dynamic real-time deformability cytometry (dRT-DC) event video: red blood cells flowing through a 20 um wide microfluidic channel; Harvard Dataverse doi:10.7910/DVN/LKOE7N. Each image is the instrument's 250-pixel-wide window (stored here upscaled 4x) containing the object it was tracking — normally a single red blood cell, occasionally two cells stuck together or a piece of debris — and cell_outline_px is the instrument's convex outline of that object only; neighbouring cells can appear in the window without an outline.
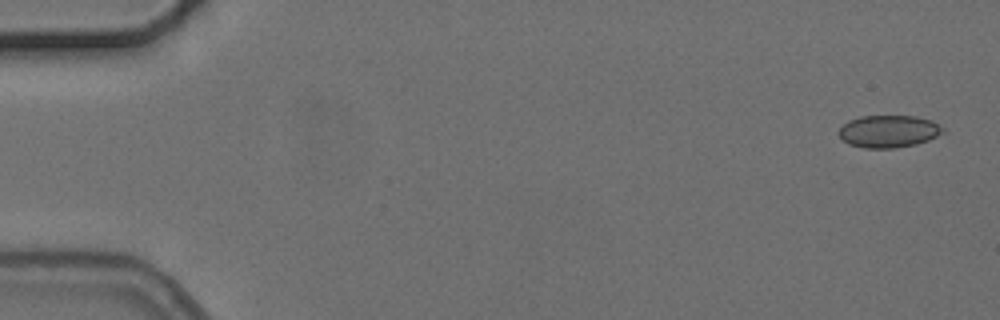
{"species": "common noctule bat (a hibernating species)", "species_latin": "Nyctalus noctula", "temperature_condition": "cold", "stored_images_in_passage": 4, "camera_frame_rate_fps": 3000, "um_per_image_px": 0.085, "animal": {"sex": "female", "body_mass_g": 24.6, "forearm_length_mm": 56.2}, "frame": {"image": 1, "passage_image": 1, "time_ms": 0.0, "image_size_px": [1000, 320], "cell_outline_px": [[948, 132], [928, 140], [916, 144], [896, 148], [864, 148], [848, 144], [836, 132], [848, 120], [860, 116], [916, 116], [932, 120], [944, 128]], "centroid_in_image_um": [75.56, 11.16], "position_along_channel_um": 9.4, "area_um2": 19.88}}
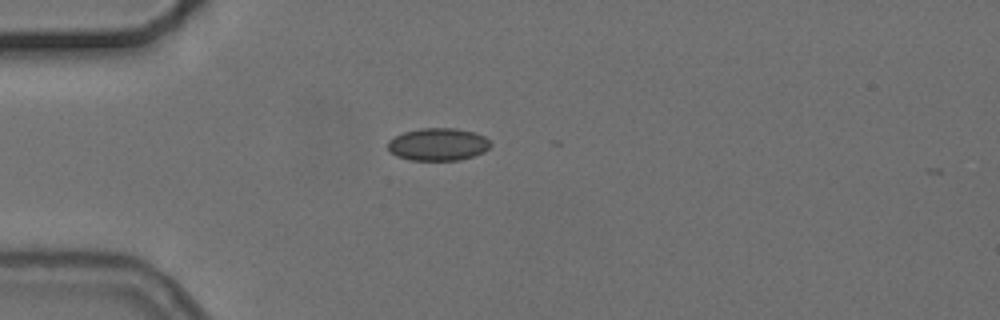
{"frame": {"image": 2, "passage_image": 4, "time_ms": 4.333, "image_size_px": [1000, 320], "cell_outline_px": [[492, 144], [484, 152], [460, 160], [408, 160], [396, 156], [388, 152], [388, 140], [404, 132], [420, 128], [456, 128], [476, 132], [484, 136]], "centroid_in_image_um": [37.22, 12.27], "position_along_channel_um": 47.8, "area_um2": 19.65}}